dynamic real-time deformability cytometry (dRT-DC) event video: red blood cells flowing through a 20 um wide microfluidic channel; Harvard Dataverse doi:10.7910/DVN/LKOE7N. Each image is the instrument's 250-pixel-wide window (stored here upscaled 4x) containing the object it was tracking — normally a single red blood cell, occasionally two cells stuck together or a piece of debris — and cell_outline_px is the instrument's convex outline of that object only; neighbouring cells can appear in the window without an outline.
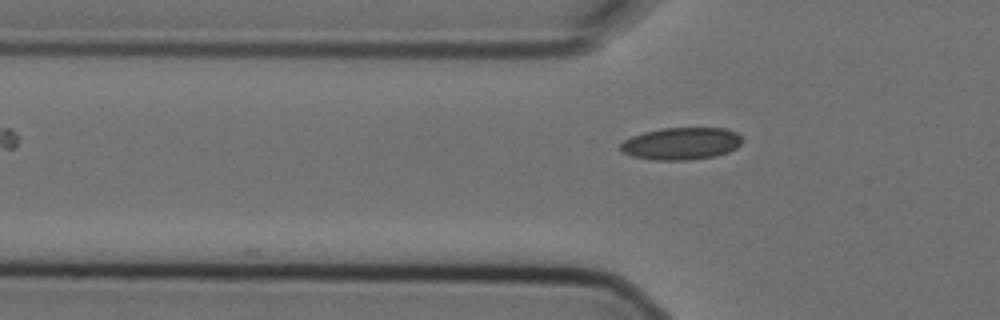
{"species": "Egyptian fruit bat (a non-hibernating species)", "species_latin": "Rousettus aegyptiacus", "temperature_condition": "cold", "stored_images_in_passage": 4, "camera_frame_rate_fps": 3000, "um_per_image_px": 0.085, "animal": {"sex": "female"}, "frame": {"image": 1, "passage_image": 4, "time_ms": 1.0, "image_size_px": [1000, 320], "cell_outline_px": [[740, 144], [736, 148], [728, 152], [716, 156], [688, 160], [652, 160], [632, 156], [624, 152], [620, 148], [620, 144], [624, 140], [632, 136], [644, 132], [660, 128], [724, 128], [736, 132], [740, 136]], "centroid_in_image_um": [57.89, 12.2], "position_along_channel_um": 67.9, "area_um2": 22.83}}